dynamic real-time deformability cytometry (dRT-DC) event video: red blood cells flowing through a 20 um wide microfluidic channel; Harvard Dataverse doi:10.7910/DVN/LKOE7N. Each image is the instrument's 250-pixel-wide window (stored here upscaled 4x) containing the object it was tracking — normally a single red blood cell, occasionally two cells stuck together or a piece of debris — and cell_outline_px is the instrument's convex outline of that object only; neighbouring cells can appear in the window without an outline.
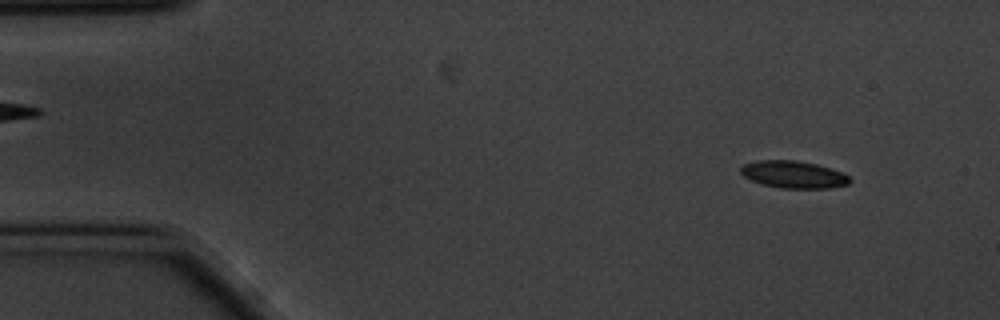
{"species": "common noctule bat (a hibernating species)", "species_latin": "Nyctalus noctula", "temperature_condition": "cold", "stored_images_in_passage": 56, "camera_frame_rate_fps": 3000, "um_per_image_px": 0.085, "animal": {"sex": "male", "body_mass_g": 20.1, "forearm_length_mm": 53.5}, "frame": {"image": 1, "passage_image": 5, "time_ms": 1.333, "image_size_px": [1000, 320], "cell_outline_px": [[852, 180], [848, 184], [832, 188], [784, 188], [764, 184], [752, 180], [744, 176], [740, 172], [740, 168], [744, 164], [756, 160], [796, 160], [816, 164], [844, 172]], "centroid_in_image_um": [67.48, 14.82], "position_along_channel_um": 17.5, "area_um2": 17.28}}
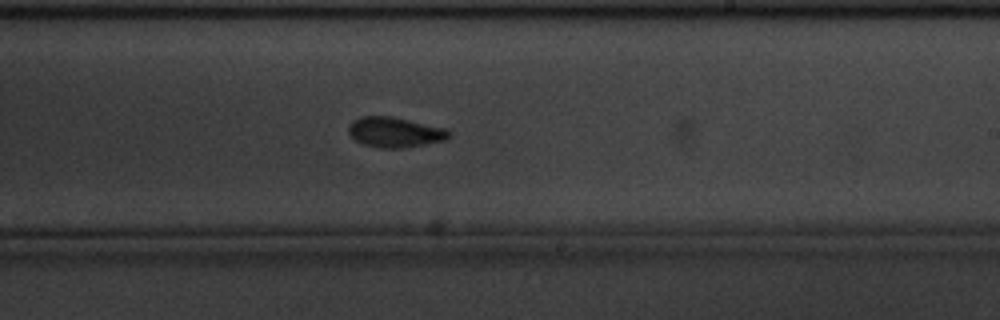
{"frame": {"image": 2, "passage_image": 33, "time_ms": 10.667, "image_size_px": [1000, 320], "cell_outline_px": [[448, 140], [404, 148], [380, 148], [364, 144], [356, 140], [348, 132], [348, 124], [352, 120], [360, 116], [388, 116], [408, 120], [444, 128], [448, 132]], "centroid_in_image_um": [33.52, 11.24], "position_along_channel_um": 255.5, "area_um2": 17.51}}
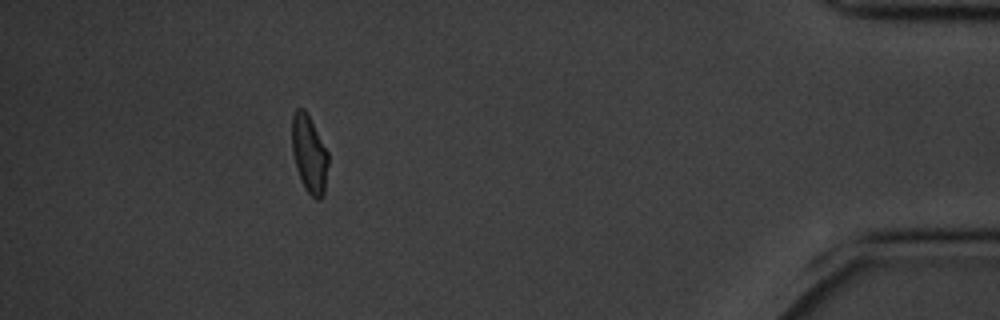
{"frame": {"image": 3, "passage_image": 51, "time_ms": 16.667, "image_size_px": [1000, 320], "cell_outline_px": [[328, 164], [324, 196], [320, 200], [316, 200], [308, 192], [300, 180], [296, 168], [292, 152], [292, 116], [296, 108], [304, 108], [328, 152]], "centroid_in_image_um": [26.28, 13.13], "position_along_channel_um": 408.9, "area_um2": 16.42}, "authors_computed_cell_mechanics": {"area_um2": 17.3111, "velocity_mm_per_s": 3.4814, "shape_relaxation_time_tau1_ms": 4.1786, "shape_relaxation_time_tau2_ms": 3.7749, "deformation_change_tau1": 0.0977, "deformation_change_tau2": 0.0729}}